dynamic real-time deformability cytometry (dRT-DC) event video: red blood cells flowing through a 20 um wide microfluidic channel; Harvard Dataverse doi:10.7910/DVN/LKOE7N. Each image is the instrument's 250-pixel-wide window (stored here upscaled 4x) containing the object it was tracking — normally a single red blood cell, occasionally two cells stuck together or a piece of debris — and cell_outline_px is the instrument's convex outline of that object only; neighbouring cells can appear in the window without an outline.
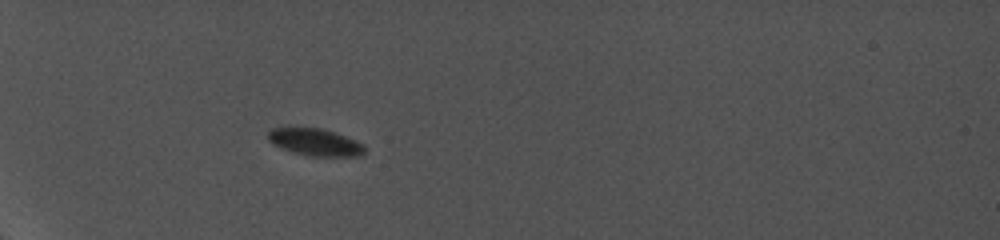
{"species": "common noctule bat (a hibernating species)", "species_latin": "Nyctalus noctula", "temperature_condition": "cold", "stored_images_in_passage": 2, "camera_frame_rate_fps": 5000, "um_per_image_px": 0.085, "animal": {"sex": "female", "body_mass_g": 19.0, "forearm_length_mm": 56.7}, "frame": {"image": 1, "passage_image": 1, "time_ms": 0.0, "image_size_px": [1000, 240], "cell_outline_px": [[364, 156], [312, 156], [292, 152], [272, 144], [268, 140], [268, 132], [272, 128], [288, 124], [320, 128], [344, 136], [364, 144]], "centroid_in_image_um": [26.7, 12.04], "position_along_channel_um": 58.3, "area_um2": 15.78}}